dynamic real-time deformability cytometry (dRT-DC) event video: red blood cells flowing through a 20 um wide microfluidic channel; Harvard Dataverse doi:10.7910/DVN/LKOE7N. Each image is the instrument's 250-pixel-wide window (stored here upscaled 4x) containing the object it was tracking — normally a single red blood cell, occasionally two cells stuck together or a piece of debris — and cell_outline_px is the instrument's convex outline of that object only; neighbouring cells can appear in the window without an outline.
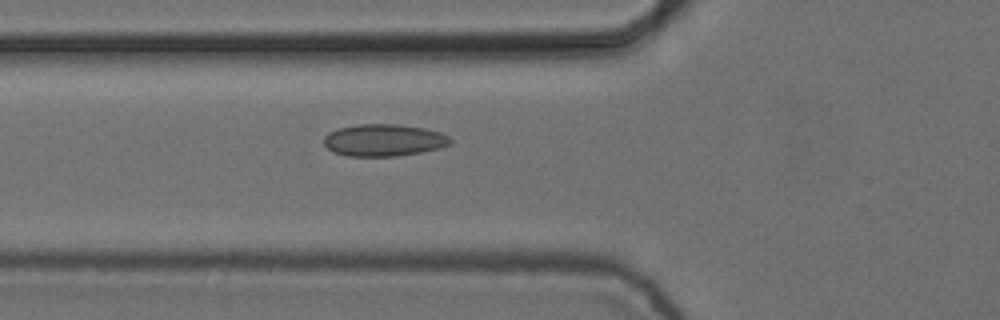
{"species": "common noctule bat (a hibernating species)", "species_latin": "Nyctalus noctula", "temperature_condition": "cold", "stored_images_in_passage": 3, "camera_frame_rate_fps": 3000, "um_per_image_px": 0.085, "animal": {"sex": "female", "body_mass_g": 24.6, "forearm_length_mm": 56.2}, "frame": {"image": 1, "passage_image": 3, "time_ms": 0.667, "image_size_px": [1000, 320], "cell_outline_px": [[452, 144], [440, 148], [420, 152], [396, 156], [348, 156], [332, 152], [324, 144], [324, 136], [328, 132], [336, 128], [360, 124], [400, 124], [424, 128], [440, 132], [448, 136], [452, 140]], "centroid_in_image_um": [32.61, 11.91], "position_along_channel_um": 93.2, "area_um2": 23.81}}